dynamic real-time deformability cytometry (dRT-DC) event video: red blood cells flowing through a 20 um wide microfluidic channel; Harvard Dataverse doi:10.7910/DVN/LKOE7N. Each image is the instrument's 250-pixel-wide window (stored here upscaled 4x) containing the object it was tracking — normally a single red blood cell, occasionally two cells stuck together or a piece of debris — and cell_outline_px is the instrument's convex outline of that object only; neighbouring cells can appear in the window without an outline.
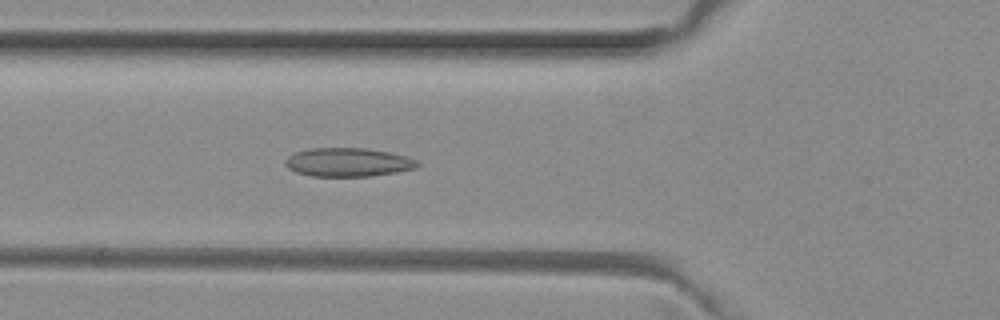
{"species": "common noctule bat (a hibernating species)", "species_latin": "Nyctalus noctula", "temperature_condition": "room temperature", "stored_images_in_passage": 50, "camera_frame_rate_fps": 3000, "um_per_image_px": 0.085, "animal": {"sex": "female", "body_mass_g": 29.2, "forearm_length_mm": 56.3}, "frame": {"image": 1, "passage_image": 17, "time_ms": 5.333, "image_size_px": [1000, 320], "cell_outline_px": [[420, 164], [416, 168], [396, 172], [372, 176], [312, 176], [296, 172], [288, 168], [284, 164], [284, 160], [288, 156], [296, 152], [312, 148], [364, 148], [388, 152], [408, 156], [416, 160]], "centroid_in_image_um": [29.58, 13.79], "position_along_channel_um": 96.2, "area_um2": 22.08}}
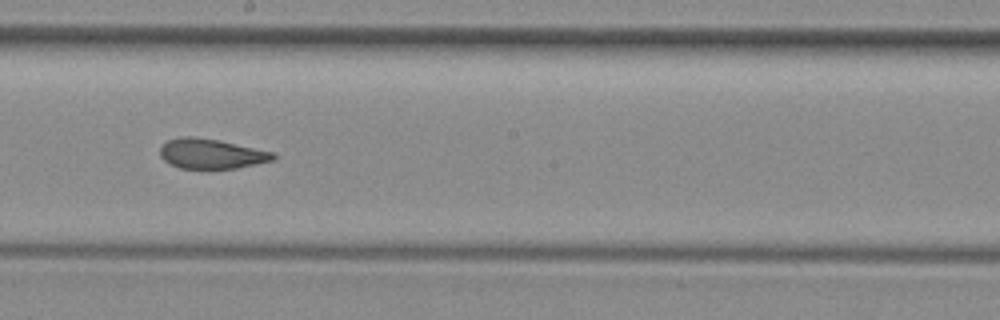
{"frame": {"image": 2, "passage_image": 27, "time_ms": 8.667, "image_size_px": [1000, 320], "cell_outline_px": [[276, 156], [272, 160], [256, 164], [236, 168], [180, 168], [164, 160], [160, 156], [160, 148], [168, 140], [184, 136], [192, 136], [220, 140], [276, 152]], "centroid_in_image_um": [17.99, 13.05], "position_along_channel_um": 230.2, "area_um2": 19.65}}
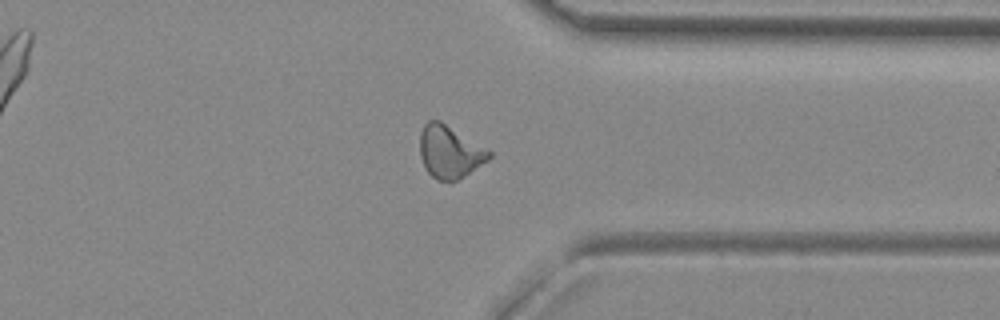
{"frame": {"image": 3, "passage_image": 38, "time_ms": 12.333, "image_size_px": [1000, 320], "cell_outline_px": [[492, 156], [488, 160], [456, 180], [436, 180], [424, 168], [420, 156], [420, 132], [424, 124], [428, 120], [440, 120], [492, 152]], "centroid_in_image_um": [38.19, 12.89], "position_along_channel_um": 373.2, "area_um2": 20.92}, "authors_computed_cell_mechanics": {"area_um2": 21.0103, "velocity_mm_per_s": 4.0083, "shape_relaxation_time_tau1_ms": null, "shape_relaxation_time_tau2_ms": 1.7542, "deformation_change_tau1": null, "deformation_change_tau2": 0.0683}}